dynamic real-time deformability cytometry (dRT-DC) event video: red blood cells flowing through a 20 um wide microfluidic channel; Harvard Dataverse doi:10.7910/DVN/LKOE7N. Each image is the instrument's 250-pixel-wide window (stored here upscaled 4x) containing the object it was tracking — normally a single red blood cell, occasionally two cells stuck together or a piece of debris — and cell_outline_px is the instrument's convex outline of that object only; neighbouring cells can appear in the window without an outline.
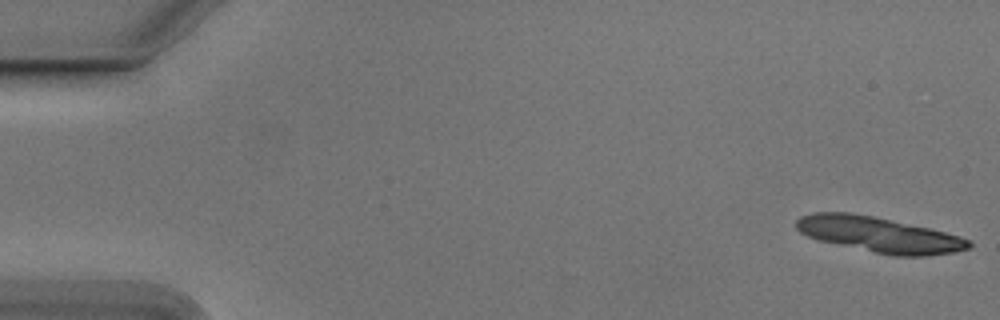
{"species": "Egyptian fruit bat (a non-hibernating species)", "species_latin": "Rousettus aegyptiacus", "temperature_condition": "cold", "stored_images_in_passage": 14, "camera_frame_rate_fps": 3000, "um_per_image_px": 0.085, "animal": {"sex": "male"}, "frame": {"image": 1, "passage_image": 1, "time_ms": 0.0, "image_size_px": [1000, 320], "cell_outline_px": [[972, 244], [968, 248], [952, 252], [928, 256], [892, 256], [820, 240], [808, 236], [800, 232], [796, 228], [796, 220], [800, 216], [812, 212], [852, 212], [872, 216], [928, 228], [944, 232], [968, 240]], "centroid_in_image_um": [74.67, 19.93], "position_along_channel_um": 10.3, "area_um2": 35.08}}